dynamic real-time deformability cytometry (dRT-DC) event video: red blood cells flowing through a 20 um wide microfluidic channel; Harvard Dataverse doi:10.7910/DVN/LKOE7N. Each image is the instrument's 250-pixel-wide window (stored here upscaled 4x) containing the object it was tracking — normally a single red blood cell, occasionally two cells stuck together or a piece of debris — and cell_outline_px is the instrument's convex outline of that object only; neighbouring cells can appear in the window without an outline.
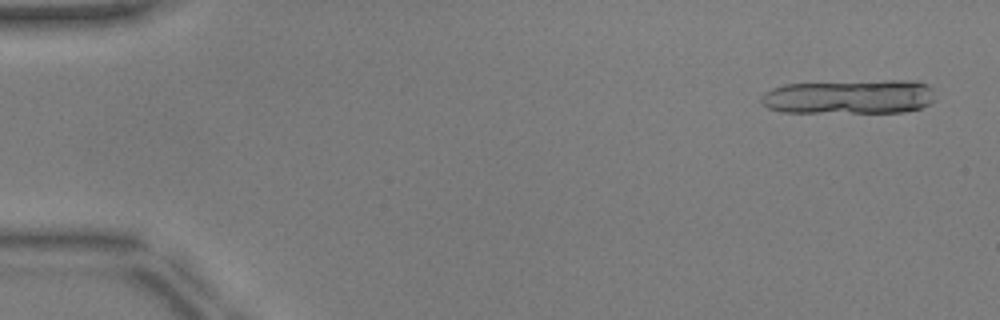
{"species": "common noctule bat (a hibernating species)", "species_latin": "Nyctalus noctula", "temperature_condition": "warm", "stored_images_in_passage": 19, "camera_frame_rate_fps": 3000, "um_per_image_px": 0.085, "animal": {"sex": "male", "body_mass_g": 17.9, "forearm_length_mm": 54.2}, "frame": {"image": 1, "passage_image": 3, "time_ms": 0.667, "image_size_px": [1000, 320], "cell_outline_px": [[932, 100], [928, 104], [920, 108], [904, 112], [780, 112], [768, 108], [760, 104], [760, 96], [764, 92], [772, 88], [784, 84], [884, 80], [916, 80], [928, 84], [932, 88]], "centroid_in_image_um": [72.16, 8.22], "position_along_channel_um": 12.8, "area_um2": 35.08}}